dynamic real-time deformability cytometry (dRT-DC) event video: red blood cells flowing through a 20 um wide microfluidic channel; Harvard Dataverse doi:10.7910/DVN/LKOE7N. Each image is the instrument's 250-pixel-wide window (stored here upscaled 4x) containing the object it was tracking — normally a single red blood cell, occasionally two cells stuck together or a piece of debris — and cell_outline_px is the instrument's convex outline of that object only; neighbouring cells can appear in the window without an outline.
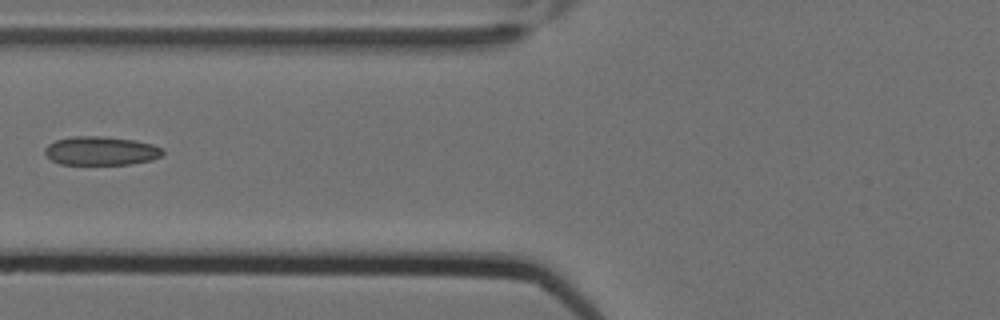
{"species": "Egyptian fruit bat (a non-hibernating species)", "species_latin": "Rousettus aegyptiacus", "temperature_condition": "cold", "stored_images_in_passage": 8, "camera_frame_rate_fps": 3000, "um_per_image_px": 0.085, "animal": {"sex": "female"}, "frame": {"image": 1, "passage_image": 7, "time_ms": 2.0, "image_size_px": [1000, 320], "cell_outline_px": [[164, 152], [160, 156], [152, 160], [132, 164], [60, 164], [52, 160], [44, 152], [44, 148], [48, 144], [56, 140], [72, 136], [100, 136], [136, 140], [152, 144], [164, 148]], "centroid_in_image_um": [8.6, 12.82], "position_along_channel_um": 117.2, "area_um2": 19.83}}
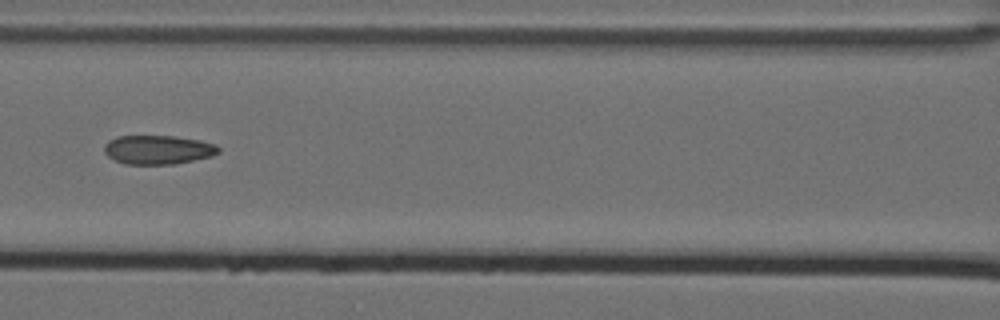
{"frame": {"image": 2, "passage_image": 8, "time_ms": 2.333, "image_size_px": [1000, 320], "cell_outline_px": [[220, 152], [212, 156], [176, 164], [124, 164], [108, 156], [104, 152], [104, 144], [108, 140], [116, 136], [172, 136], [200, 140], [216, 144], [220, 148]], "centroid_in_image_um": [13.43, 12.72], "position_along_channel_um": 153.2, "area_um2": 19.42}}